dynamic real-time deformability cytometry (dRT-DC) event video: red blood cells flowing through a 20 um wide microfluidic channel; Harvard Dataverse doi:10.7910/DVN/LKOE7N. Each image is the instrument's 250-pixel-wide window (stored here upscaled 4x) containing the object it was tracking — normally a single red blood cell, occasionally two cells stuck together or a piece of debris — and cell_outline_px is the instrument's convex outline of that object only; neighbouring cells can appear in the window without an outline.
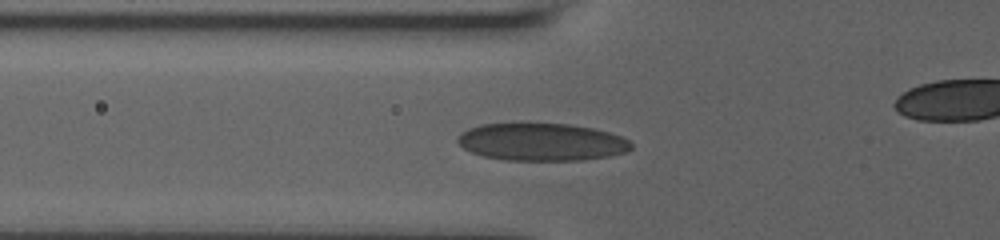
{"species": "human", "species_latin": "Homo sapiens", "temperature_condition": "room temperature", "stored_images_in_passage": 37, "camera_frame_rate_fps": 3000, "um_per_image_px": 0.085, "donor": {"sex": "male"}, "frame": {"image": 1, "passage_image": 4, "time_ms": 0.333, "image_size_px": [1000, 240], "cell_outline_px": [[632, 148], [628, 152], [608, 156], [584, 160], [504, 160], [484, 156], [472, 152], [464, 148], [456, 140], [456, 136], [460, 132], [468, 128], [480, 124], [520, 120], [568, 124], [592, 128], [608, 132], [620, 136], [628, 140], [632, 144]], "centroid_in_image_um": [45.97, 12.02], "position_along_channel_um": 79.8, "area_um2": 39.19}}
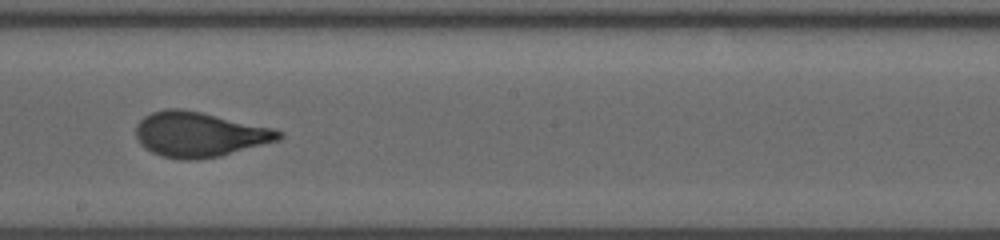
{"frame": {"image": 2, "passage_image": 16, "time_ms": 4.333, "image_size_px": [1000, 240], "cell_outline_px": [[284, 136], [280, 140], [220, 156], [196, 160], [180, 160], [160, 156], [144, 148], [140, 144], [136, 136], [136, 124], [144, 116], [152, 112], [164, 108], [180, 108], [200, 112], [272, 128], [284, 132]], "centroid_in_image_um": [16.92, 11.43], "position_along_channel_um": 231.3, "area_um2": 37.57}}
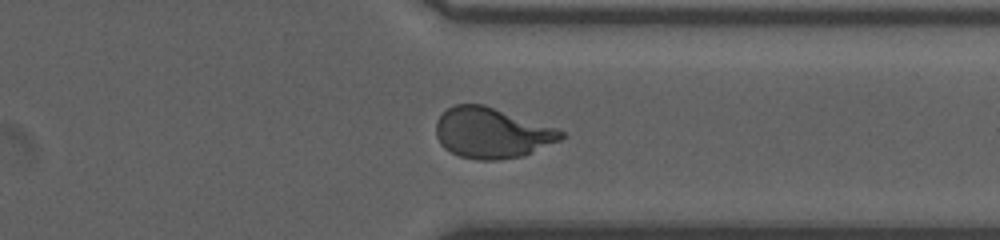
{"frame": {"image": 3, "passage_image": 29, "time_ms": 8.0, "image_size_px": [1000, 240], "cell_outline_px": [[564, 136], [560, 140], [524, 156], [500, 160], [476, 160], [460, 156], [444, 148], [440, 144], [436, 136], [436, 120], [448, 108], [456, 104], [484, 104], [556, 128], [564, 132]], "centroid_in_image_um": [41.79, 11.31], "position_along_channel_um": 369.6, "area_um2": 36.82}}